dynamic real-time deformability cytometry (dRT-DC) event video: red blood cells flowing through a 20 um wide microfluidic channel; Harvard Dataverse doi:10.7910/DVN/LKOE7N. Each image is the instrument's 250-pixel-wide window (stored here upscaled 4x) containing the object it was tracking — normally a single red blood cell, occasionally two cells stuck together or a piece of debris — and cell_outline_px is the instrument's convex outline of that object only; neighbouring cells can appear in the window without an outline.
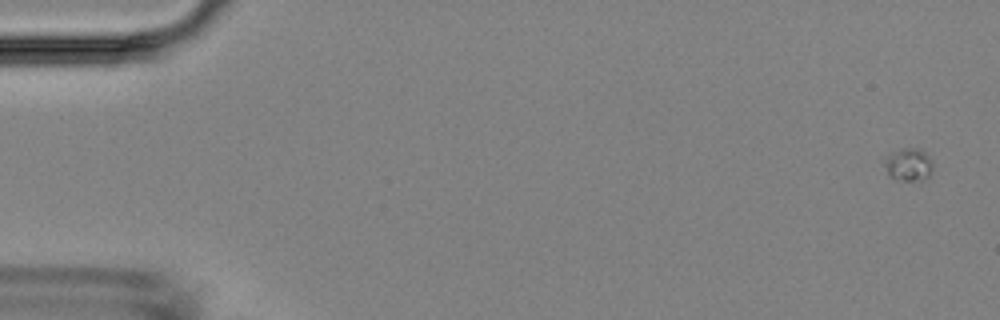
{"species": "Egyptian fruit bat (a non-hibernating species)", "species_latin": "Rousettus aegyptiacus", "temperature_condition": "room temperature", "stored_images_in_passage": 27, "camera_frame_rate_fps": 3000, "um_per_image_px": 0.085, "animal": {"sex": "female"}, "frame": {"image": 1, "passage_image": 3, "time_ms": 0.667, "image_size_px": [1000, 320], "cell_outline_px": [[932, 172], [928, 180], [920, 184], [896, 180], [888, 176], [884, 164], [884, 156], [900, 148], [920, 148], [932, 160]], "centroid_in_image_um": [77.24, 14.06], "position_along_channel_um": 7.8, "area_um2": 10.06}}